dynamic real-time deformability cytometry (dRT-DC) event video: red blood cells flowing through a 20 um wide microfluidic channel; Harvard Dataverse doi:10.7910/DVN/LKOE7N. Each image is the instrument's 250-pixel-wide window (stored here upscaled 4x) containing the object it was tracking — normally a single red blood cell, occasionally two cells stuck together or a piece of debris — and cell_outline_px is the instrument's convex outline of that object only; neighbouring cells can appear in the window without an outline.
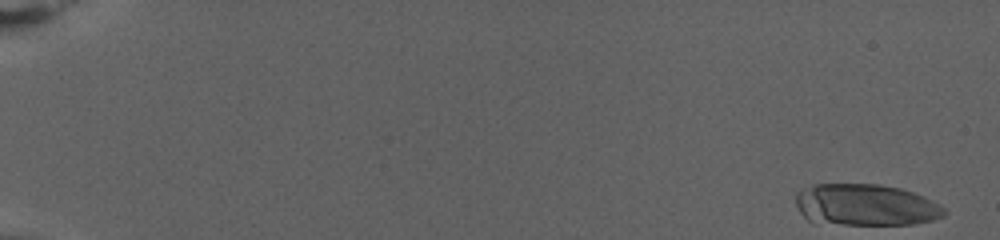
{"species": "human", "species_latin": "Homo sapiens", "temperature_condition": "warm", "stored_images_in_passage": 76, "camera_frame_rate_fps": 3000, "um_per_image_px": 0.085, "donor": {"sex": "female"}, "frame": {"image": 1, "passage_image": 1, "time_ms": 0.0, "image_size_px": [1000, 240], "cell_outline_px": [[948, 212], [944, 216], [932, 220], [912, 224], [812, 224], [800, 212], [796, 204], [796, 192], [800, 188], [812, 184], [880, 184], [900, 188], [924, 196], [940, 204]], "centroid_in_image_um": [73.53, 17.42], "position_along_channel_um": 11.5, "area_um2": 36.59}}
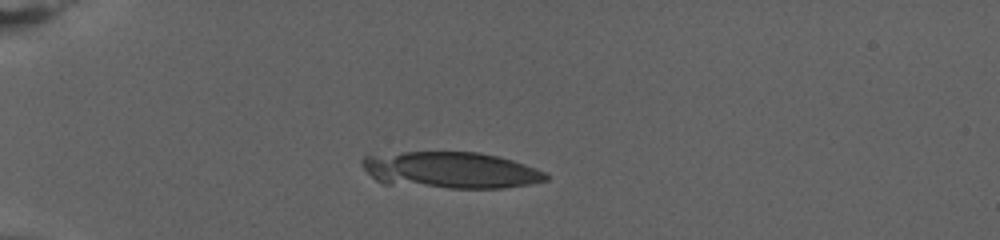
{"frame": {"image": 2, "passage_image": 21, "time_ms": 6.667, "image_size_px": [1000, 240], "cell_outline_px": [[548, 180], [532, 184], [504, 188], [448, 188], [384, 184], [376, 180], [364, 168], [360, 160], [364, 156], [404, 152], [480, 152], [512, 160], [536, 168], [544, 172], [548, 176]], "centroid_in_image_um": [38.31, 14.47], "position_along_channel_um": 46.7, "area_um2": 39.19}}
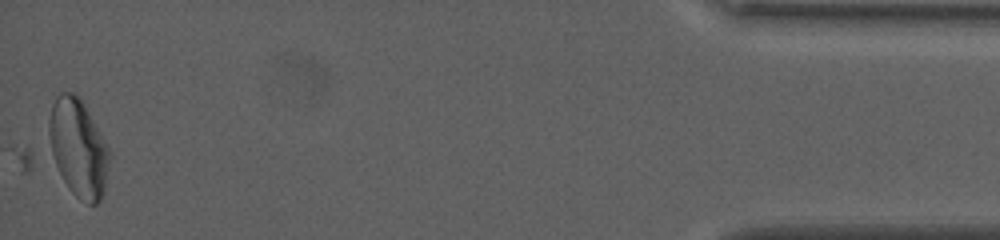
{"frame": {"image": 3, "passage_image": 76, "time_ms": 25.0, "image_size_px": [1000, 240], "cell_outline_px": [[112, 156], [104, 192], [100, 200], [96, 204], [88, 204], [80, 200], [68, 188], [56, 164], [52, 152], [48, 132], [48, 120], [52, 104], [56, 96], [60, 92], [72, 92], [80, 96], [112, 152]], "centroid_in_image_um": [6.69, 12.56], "position_along_channel_um": 428.5, "area_um2": 34.85}}